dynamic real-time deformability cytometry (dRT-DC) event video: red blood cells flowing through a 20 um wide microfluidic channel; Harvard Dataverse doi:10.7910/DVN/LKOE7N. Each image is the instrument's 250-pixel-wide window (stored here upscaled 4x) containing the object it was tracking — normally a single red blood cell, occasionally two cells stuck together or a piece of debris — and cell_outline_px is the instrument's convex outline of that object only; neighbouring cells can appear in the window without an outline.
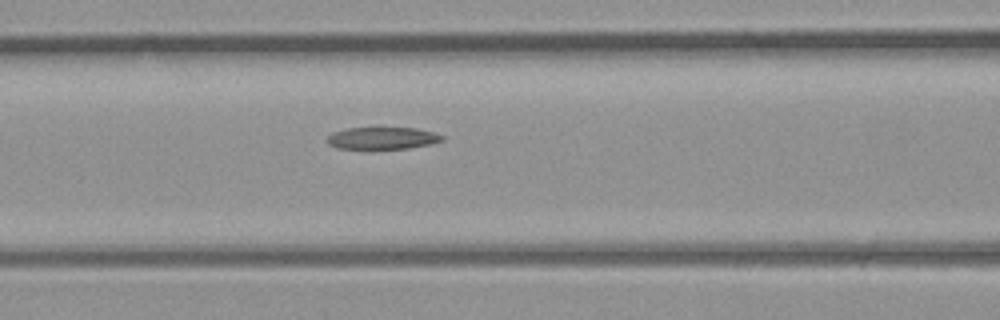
{"species": "common noctule bat (a hibernating species)", "species_latin": "Nyctalus noctula", "temperature_condition": "room temperature", "stored_images_in_passage": 27, "camera_frame_rate_fps": 3000, "um_per_image_px": 0.085, "animal": {"sex": "male", "body_mass_g": 23.1, "forearm_length_mm": 52.7}, "frame": {"image": 1, "passage_image": 11, "time_ms": 3.333, "image_size_px": [1000, 320], "cell_outline_px": [[444, 140], [428, 144], [408, 148], [368, 152], [364, 152], [336, 148], [328, 144], [328, 136], [332, 132], [348, 128], [376, 124], [416, 128], [432, 132], [444, 136]], "centroid_in_image_um": [32.41, 11.74], "position_along_channel_um": 134.2, "area_um2": 16.59}}
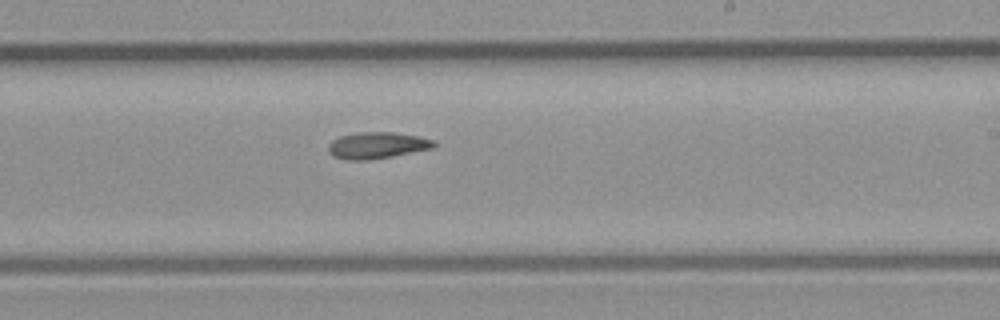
{"frame": {"image": 2, "passage_image": 18, "time_ms": 5.667, "image_size_px": [1000, 320], "cell_outline_px": [[436, 144], [432, 148], [392, 156], [368, 160], [348, 160], [332, 156], [328, 152], [328, 144], [332, 140], [340, 136], [360, 132], [392, 132], [420, 136], [436, 140]], "centroid_in_image_um": [32.04, 12.35], "position_along_channel_um": 257.0, "area_um2": 16.36}}
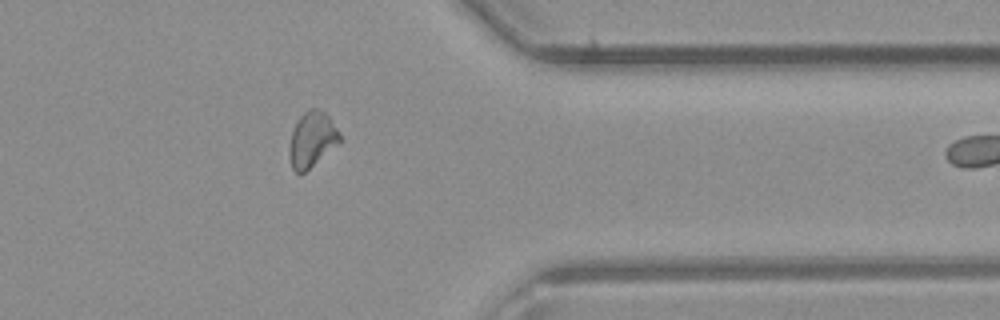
{"frame": {"image": 3, "passage_image": 26, "time_ms": 8.333, "image_size_px": [1000, 320], "cell_outline_px": [[340, 144], [304, 172], [296, 172], [292, 168], [288, 152], [292, 132], [296, 120], [308, 108], [316, 108], [324, 112], [328, 116], [340, 132]], "centroid_in_image_um": [26.52, 11.84], "position_along_channel_um": 384.9, "area_um2": 16.3}}